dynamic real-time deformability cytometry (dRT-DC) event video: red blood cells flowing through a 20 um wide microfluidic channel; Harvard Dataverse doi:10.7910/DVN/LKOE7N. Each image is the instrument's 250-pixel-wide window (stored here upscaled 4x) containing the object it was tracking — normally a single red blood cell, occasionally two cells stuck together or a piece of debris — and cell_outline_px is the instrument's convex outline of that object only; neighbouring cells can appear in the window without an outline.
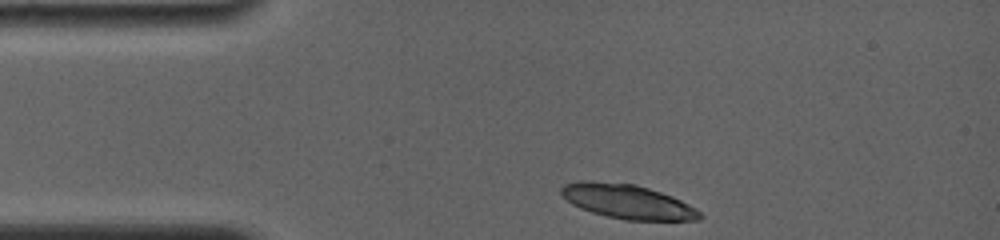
{"species": "common noctule bat (a hibernating species)", "species_latin": "Nyctalus noctula", "temperature_condition": "room temperature", "stored_images_in_passage": 2, "camera_frame_rate_fps": 4000, "um_per_image_px": 0.085, "animal": {"sex": "female", "body_mass_g": 19.0, "forearm_length_mm": 56.7}, "frame": {"image": 1, "passage_image": 1, "time_ms": 0.0, "image_size_px": [1000, 240], "cell_outline_px": [[704, 216], [700, 220], [624, 220], [592, 212], [580, 208], [572, 204], [560, 192], [560, 188], [564, 184], [580, 180], [588, 180], [636, 184], [672, 196], [688, 204], [700, 212]], "centroid_in_image_um": [53.33, 17.12], "position_along_channel_um": 31.7, "area_um2": 27.63}}